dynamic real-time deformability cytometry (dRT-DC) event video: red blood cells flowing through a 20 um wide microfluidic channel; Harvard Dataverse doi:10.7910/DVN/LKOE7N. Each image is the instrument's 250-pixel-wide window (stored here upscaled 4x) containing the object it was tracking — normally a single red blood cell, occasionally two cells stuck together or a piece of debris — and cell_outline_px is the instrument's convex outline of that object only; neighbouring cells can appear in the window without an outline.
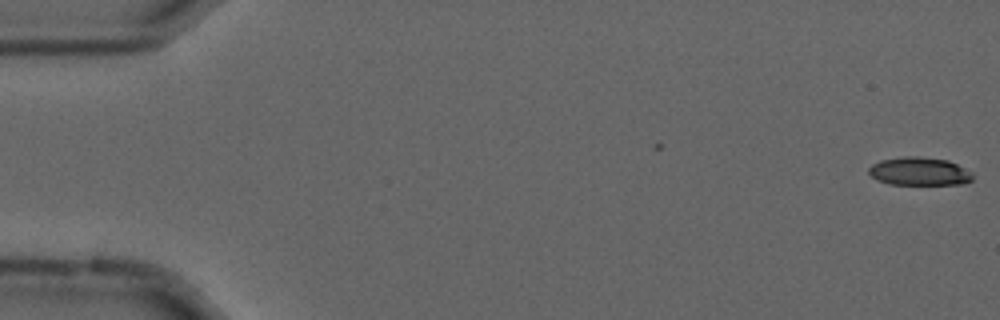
{"species": "common noctule bat (a hibernating species)", "species_latin": "Nyctalus noctula", "temperature_condition": "cold", "stored_images_in_passage": 5, "camera_frame_rate_fps": 3000, "um_per_image_px": 0.085, "animal": {"sex": "male", "forearm_length_mm": 52.5}, "frame": {"image": 1, "passage_image": 5, "time_ms": 1.333, "image_size_px": [1000, 320], "cell_outline_px": [[972, 180], [964, 184], [892, 184], [876, 180], [868, 172], [868, 168], [872, 164], [880, 160], [904, 156], [916, 156], [948, 160], [972, 172]], "centroid_in_image_um": [78.13, 14.56], "position_along_channel_um": 6.9, "area_um2": 17.05}}